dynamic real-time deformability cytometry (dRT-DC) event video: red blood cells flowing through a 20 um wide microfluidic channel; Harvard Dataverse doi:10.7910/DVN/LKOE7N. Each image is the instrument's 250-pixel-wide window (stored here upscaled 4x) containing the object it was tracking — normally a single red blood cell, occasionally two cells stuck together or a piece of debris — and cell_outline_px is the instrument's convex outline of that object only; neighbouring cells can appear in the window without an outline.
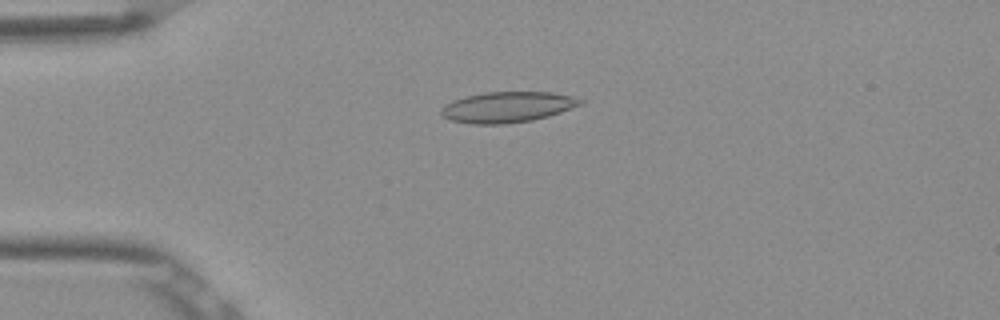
{"species": "Egyptian fruit bat (a non-hibernating species)", "species_latin": "Rousettus aegyptiacus", "temperature_condition": "room temperature", "stored_images_in_passage": 4, "camera_frame_rate_fps": 3000, "um_per_image_px": 0.085, "frame": {"image": 1, "passage_image": 3, "time_ms": 0.667, "image_size_px": [1000, 320], "cell_outline_px": [[584, 104], [548, 116], [532, 120], [504, 124], [472, 124], [452, 120], [444, 116], [440, 112], [440, 108], [452, 100], [464, 96], [484, 92], [552, 92], [572, 96], [584, 100]], "centroid_in_image_um": [43.14, 9.09], "position_along_channel_um": 41.9, "area_um2": 24.97}}